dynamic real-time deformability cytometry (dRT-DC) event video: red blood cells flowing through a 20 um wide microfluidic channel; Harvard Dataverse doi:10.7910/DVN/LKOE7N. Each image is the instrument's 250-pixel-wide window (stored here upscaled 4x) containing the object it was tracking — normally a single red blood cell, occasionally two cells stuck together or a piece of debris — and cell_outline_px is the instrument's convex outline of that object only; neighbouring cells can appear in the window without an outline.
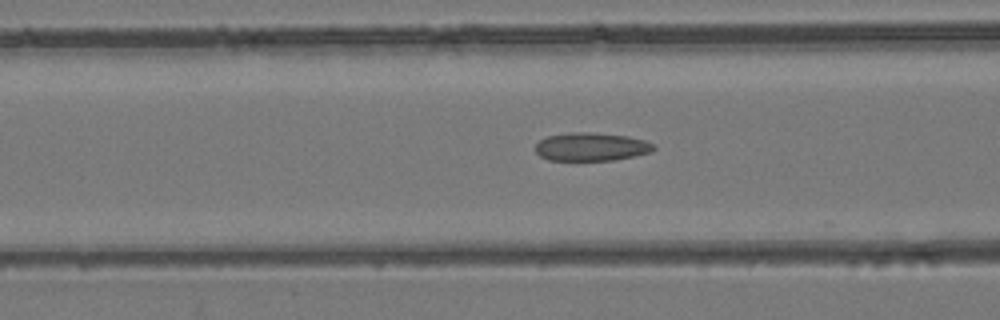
{"species": "common noctule bat (a hibernating species)", "species_latin": "Nyctalus noctula", "temperature_condition": "room temperature", "stored_images_in_passage": 30, "camera_frame_rate_fps": 3000, "um_per_image_px": 0.085, "animal": {"sex": "female", "body_mass_g": 24.6, "forearm_length_mm": 56.2}, "frame": {"image": 1, "passage_image": 10, "time_ms": 3.0, "image_size_px": [1000, 320], "cell_outline_px": [[656, 148], [652, 152], [636, 156], [616, 160], [548, 160], [540, 156], [536, 152], [536, 144], [540, 140], [548, 136], [568, 132], [588, 132], [628, 136], [644, 140], [652, 144]], "centroid_in_image_um": [50.27, 12.48], "position_along_channel_um": 116.3, "area_um2": 19.54}}
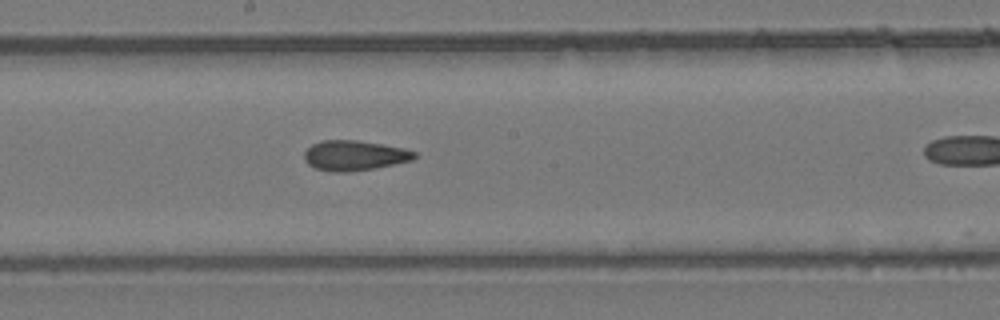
{"frame": {"image": 2, "passage_image": 17, "time_ms": 5.333, "image_size_px": [1000, 320], "cell_outline_px": [[416, 156], [412, 160], [376, 168], [348, 172], [328, 172], [312, 168], [304, 160], [304, 152], [312, 144], [320, 140], [356, 140], [404, 148], [416, 152]], "centroid_in_image_um": [30.08, 13.23], "position_along_channel_um": 218.1, "area_um2": 19.48}}
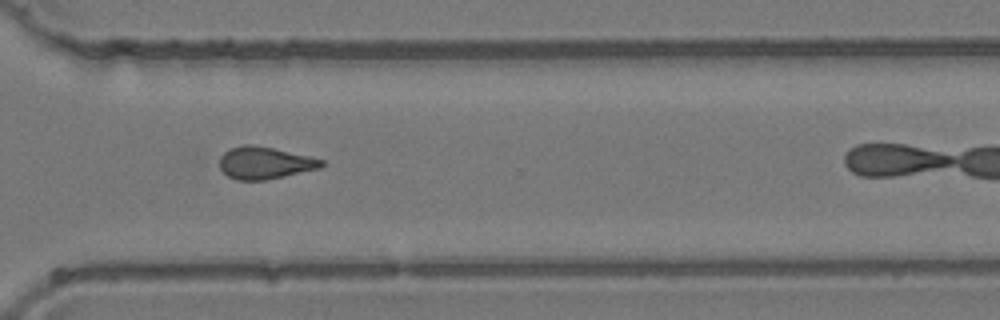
{"frame": {"image": 3, "passage_image": 26, "time_ms": 8.333, "image_size_px": [1000, 320], "cell_outline_px": [[324, 164], [320, 168], [284, 176], [264, 180], [236, 180], [228, 176], [220, 168], [220, 156], [224, 152], [232, 148], [244, 144], [252, 144], [272, 148], [308, 156], [324, 160]], "centroid_in_image_um": [22.49, 13.85], "position_along_channel_um": 348.1, "area_um2": 18.9}}